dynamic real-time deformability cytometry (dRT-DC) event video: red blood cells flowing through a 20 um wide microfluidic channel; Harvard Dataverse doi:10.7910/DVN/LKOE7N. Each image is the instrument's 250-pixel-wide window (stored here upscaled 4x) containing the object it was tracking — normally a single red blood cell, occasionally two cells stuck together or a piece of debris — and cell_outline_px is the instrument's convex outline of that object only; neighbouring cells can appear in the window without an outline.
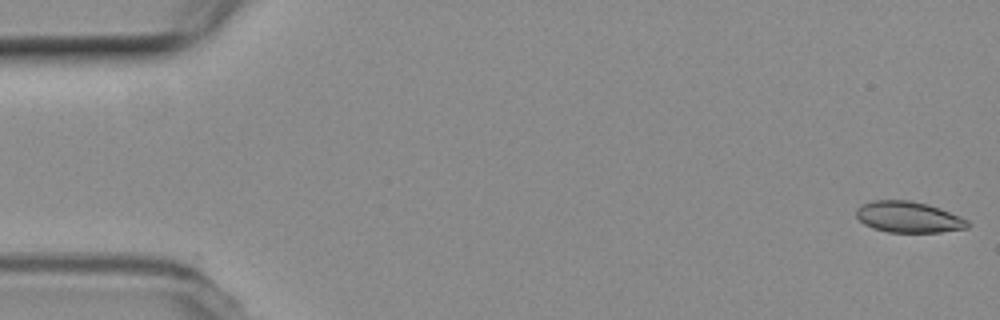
{"species": "common noctule bat (a hibernating species)", "species_latin": "Nyctalus noctula", "temperature_condition": "room temperature", "stored_images_in_passage": 54, "camera_frame_rate_fps": 3000, "um_per_image_px": 0.085, "animal": {"sex": "female", "body_mass_g": 19.3, "forearm_length_mm": 54.1}, "frame": {"image": 1, "passage_image": 1, "time_ms": 0.0, "image_size_px": [1000, 320], "cell_outline_px": [[972, 224], [968, 228], [940, 232], [888, 232], [872, 228], [864, 224], [856, 216], [856, 208], [860, 204], [872, 200], [908, 200], [928, 204], [940, 208], [960, 216], [968, 220]], "centroid_in_image_um": [77.22, 18.44], "position_along_channel_um": 7.8, "area_um2": 20.4}}
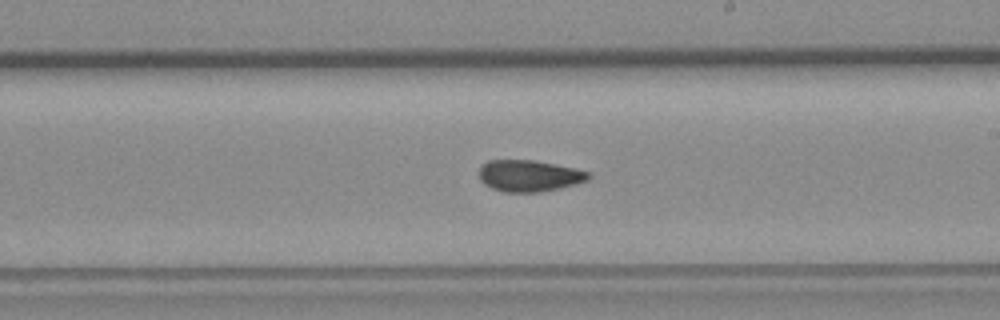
{"frame": {"image": 2, "passage_image": 31, "time_ms": 10.0, "image_size_px": [1000, 320], "cell_outline_px": [[592, 176], [588, 180], [576, 184], [560, 188], [540, 192], [504, 192], [492, 188], [484, 184], [480, 180], [480, 168], [488, 160], [532, 160], [572, 168], [588, 172]], "centroid_in_image_um": [44.97, 14.95], "position_along_channel_um": 244.0, "area_um2": 19.88}}
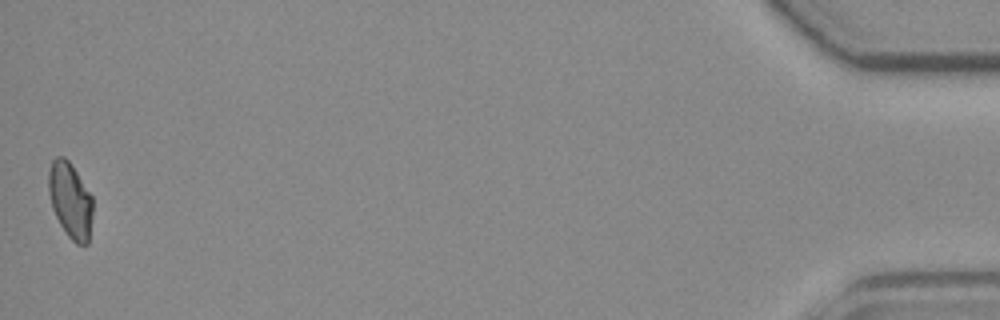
{"frame": {"image": 3, "passage_image": 54, "time_ms": 17.667, "image_size_px": [1000, 320], "cell_outline_px": [[92, 216], [88, 244], [76, 244], [68, 236], [60, 224], [52, 208], [48, 192], [48, 172], [52, 160], [56, 156], [64, 156], [68, 160], [92, 196]], "centroid_in_image_um": [5.96, 17.02], "position_along_channel_um": 429.2, "area_um2": 19.42}, "authors_computed_cell_mechanics": {"area_um2": 20.2011, "velocity_mm_per_s": 3.7595, "shape_relaxation_time_tau1_ms": null, "shape_relaxation_time_tau2_ms": 1.4923, "deformation_change_tau1": null, "deformation_change_tau2": 0.0524}}